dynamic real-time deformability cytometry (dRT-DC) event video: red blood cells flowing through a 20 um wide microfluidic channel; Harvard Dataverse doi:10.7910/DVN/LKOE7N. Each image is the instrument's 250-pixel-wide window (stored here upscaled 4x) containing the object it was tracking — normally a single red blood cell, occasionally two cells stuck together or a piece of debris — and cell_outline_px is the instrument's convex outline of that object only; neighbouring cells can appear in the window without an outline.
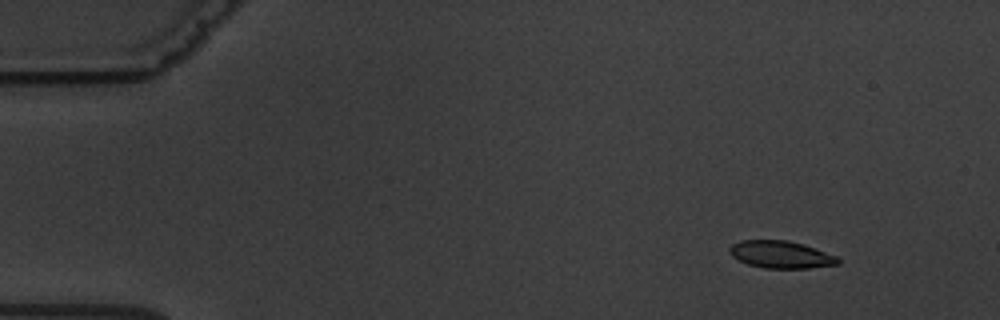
{"species": "common noctule bat (a hibernating species)", "species_latin": "Nyctalus noctula", "temperature_condition": "warm", "stored_images_in_passage": 5, "camera_frame_rate_fps": 3000, "um_per_image_px": 0.085, "animal": {"sex": "male", "body_mass_g": 19.5, "forearm_length_mm": 54.6}, "frame": {"image": 1, "passage_image": 2, "time_ms": 1.333, "image_size_px": [1000, 320], "cell_outline_px": [[840, 264], [808, 268], [764, 268], [748, 264], [732, 256], [728, 252], [728, 248], [732, 244], [740, 240], [788, 240], [804, 244], [836, 256], [840, 260]], "centroid_in_image_um": [66.36, 21.63], "position_along_channel_um": 18.6, "area_um2": 17.28}}
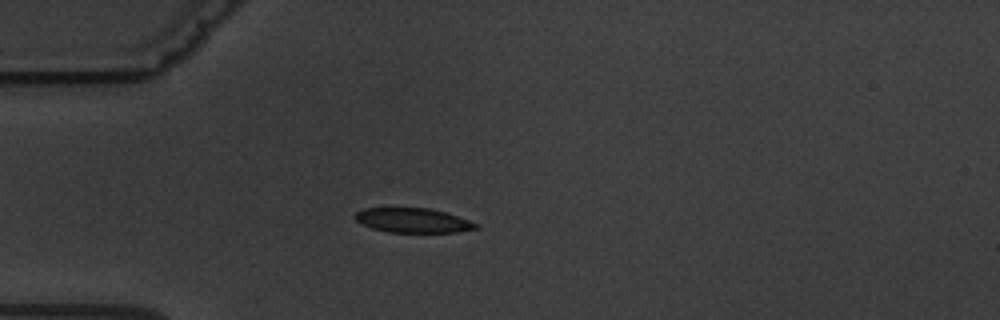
{"frame": {"image": 2, "passage_image": 5, "time_ms": 4.667, "image_size_px": [1000, 320], "cell_outline_px": [[480, 228], [456, 232], [388, 232], [372, 228], [360, 224], [356, 220], [356, 212], [364, 208], [428, 208], [444, 212], [480, 224]], "centroid_in_image_um": [35.1, 18.74], "position_along_channel_um": 49.9, "area_um2": 17.17}}